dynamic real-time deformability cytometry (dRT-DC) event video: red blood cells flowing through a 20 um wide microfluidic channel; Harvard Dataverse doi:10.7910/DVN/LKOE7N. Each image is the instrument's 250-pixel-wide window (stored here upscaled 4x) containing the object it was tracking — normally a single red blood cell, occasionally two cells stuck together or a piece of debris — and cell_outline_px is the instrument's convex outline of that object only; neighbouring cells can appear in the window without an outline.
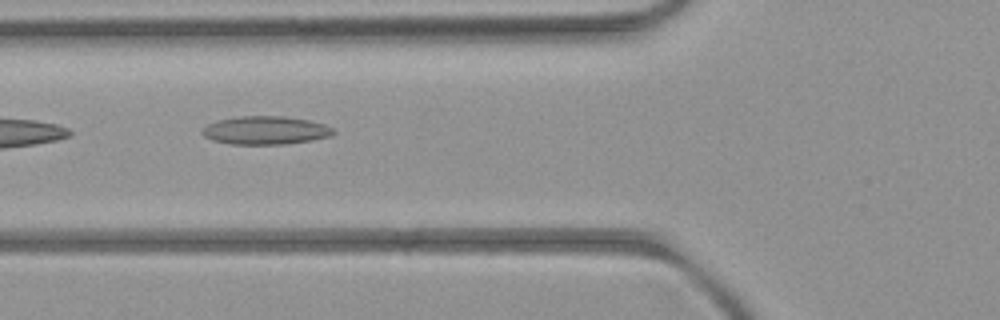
{"species": "common noctule bat (a hibernating species)", "species_latin": "Nyctalus noctula", "temperature_condition": "room temperature", "stored_images_in_passage": 7, "camera_frame_rate_fps": 3000, "um_per_image_px": 0.085, "animal": {"sex": "female", "body_mass_g": 21.9}, "frame": {"image": 1, "passage_image": 4, "time_ms": 3.333, "image_size_px": [1000, 320], "cell_outline_px": [[336, 132], [332, 136], [312, 140], [284, 144], [228, 144], [212, 140], [204, 136], [200, 132], [208, 124], [220, 120], [240, 116], [284, 116], [308, 120], [324, 124], [332, 128]], "centroid_in_image_um": [22.58, 11.08], "position_along_channel_um": 103.2, "area_um2": 21.56}}
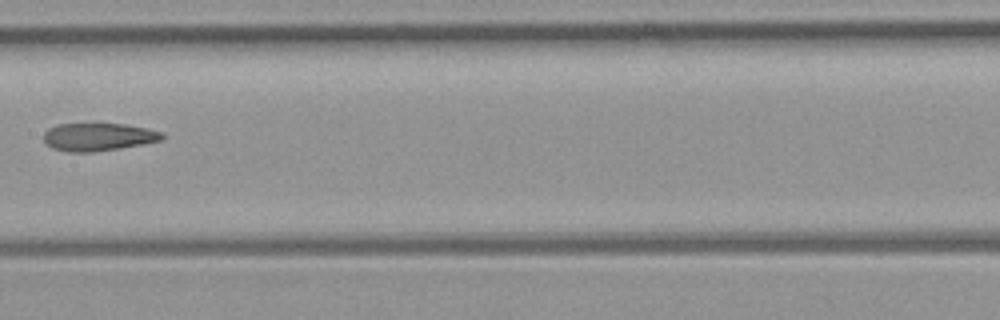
{"frame": {"image": 2, "passage_image": 6, "time_ms": 5.667, "image_size_px": [1000, 320], "cell_outline_px": [[164, 136], [160, 140], [120, 148], [92, 152], [68, 152], [52, 148], [44, 140], [44, 132], [48, 128], [56, 124], [124, 124], [144, 128], [160, 132]], "centroid_in_image_um": [8.28, 11.64], "position_along_channel_um": 199.1, "area_um2": 18.9}}
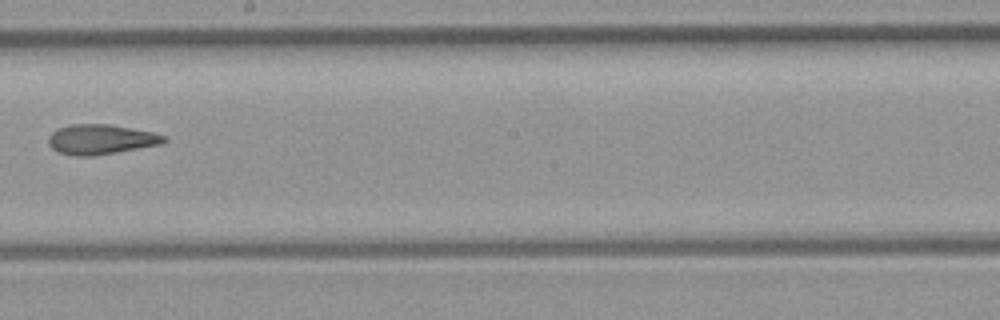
{"frame": {"image": 3, "passage_image": 7, "time_ms": 6.667, "image_size_px": [1000, 320], "cell_outline_px": [[168, 140], [160, 144], [116, 152], [92, 156], [76, 156], [60, 152], [52, 148], [48, 144], [48, 136], [52, 132], [60, 128], [72, 124], [108, 124], [132, 128], [152, 132], [164, 136]], "centroid_in_image_um": [8.55, 11.84], "position_along_channel_um": 239.6, "area_um2": 19.88}}